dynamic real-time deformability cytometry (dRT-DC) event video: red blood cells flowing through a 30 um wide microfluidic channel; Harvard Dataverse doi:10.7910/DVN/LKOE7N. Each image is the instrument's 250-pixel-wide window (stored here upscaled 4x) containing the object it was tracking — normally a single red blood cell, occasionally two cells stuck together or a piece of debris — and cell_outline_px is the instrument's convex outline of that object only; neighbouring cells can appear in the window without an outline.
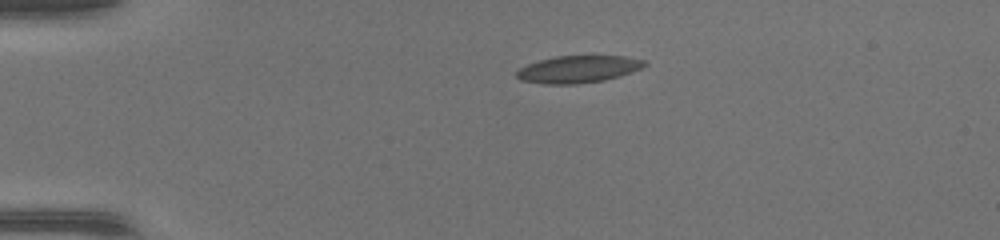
{"species": "common noctule bat (a hibernating species)", "species_latin": "Nyctalus noctula", "temperature_condition": "warm", "stored_images_in_passage": 39, "camera_frame_rate_fps": 3000, "um_per_image_px": 0.085, "animal": {"sex": "female", "body_mass_g": 17.0, "forearm_length_mm": 48.0}, "frame": {"image": 1, "passage_image": 1, "time_ms": 0.0, "image_size_px": [1000, 240], "cell_outline_px": [[648, 64], [632, 72], [620, 76], [604, 80], [576, 84], [540, 84], [520, 80], [516, 76], [516, 72], [520, 68], [528, 64], [540, 60], [556, 56], [624, 56], [644, 60]], "centroid_in_image_um": [49.13, 5.89], "position_along_channel_um": 35.9, "area_um2": 20.23}}
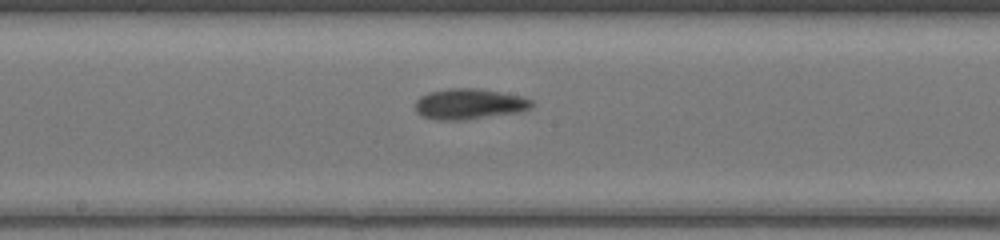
{"frame": {"image": 2, "passage_image": 17, "time_ms": 5.333, "image_size_px": [1000, 240], "cell_outline_px": [[532, 108], [520, 112], [464, 120], [436, 120], [420, 116], [416, 112], [416, 100], [420, 96], [428, 92], [448, 88], [480, 88], [520, 96], [532, 100]], "centroid_in_image_um": [39.86, 8.84], "position_along_channel_um": 208.3, "area_um2": 20.98}}
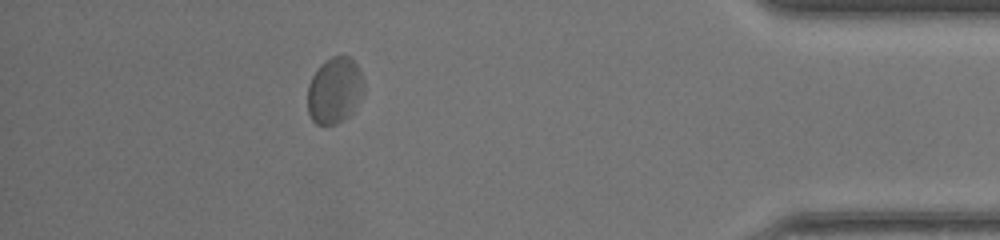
{"frame": {"image": 3, "passage_image": 34, "time_ms": 11.0, "image_size_px": [1000, 240], "cell_outline_px": [[364, 92], [352, 112], [344, 120], [336, 124], [316, 124], [312, 120], [308, 112], [308, 84], [312, 76], [320, 64], [324, 60], [332, 56], [348, 56], [356, 64], [364, 80]], "centroid_in_image_um": [28.44, 7.68], "position_along_channel_um": 406.8, "area_um2": 21.79}, "authors_computed_cell_mechanics": {"area_um2": 20.6924, "velocity_mm_per_s": 4.2648, "shape_relaxation_time_tau1_ms": 3.0953, "shape_relaxation_time_tau2_ms": 2.2942, "deformation_change_tau1": 0.1115, "deformation_change_tau2": 0.0767}}